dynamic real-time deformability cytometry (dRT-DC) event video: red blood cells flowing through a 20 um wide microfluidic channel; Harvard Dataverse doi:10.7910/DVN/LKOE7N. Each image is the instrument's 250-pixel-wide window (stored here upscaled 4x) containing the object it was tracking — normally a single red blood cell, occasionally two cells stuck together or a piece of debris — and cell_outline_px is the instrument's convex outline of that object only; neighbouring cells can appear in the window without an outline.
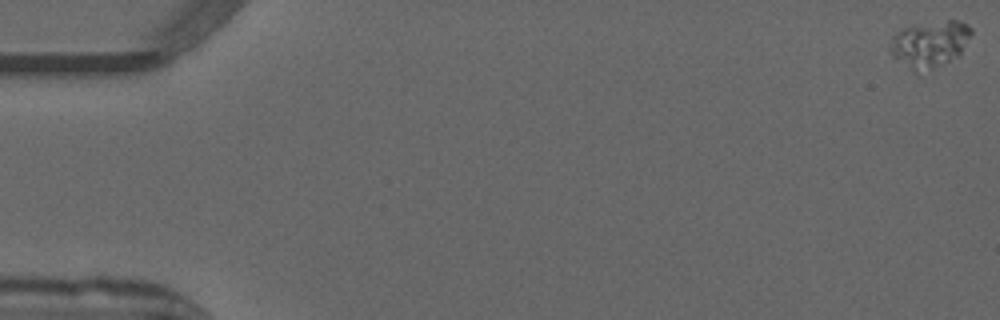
{"species": "common noctule bat (a hibernating species)", "species_latin": "Nyctalus noctula", "temperature_condition": "warm", "stored_images_in_passage": 21, "camera_frame_rate_fps": 3000, "um_per_image_px": 0.085, "animal": {"sex": "male", "forearm_length_mm": 52.5}, "frame": {"image": 1, "passage_image": 1, "time_ms": 0.0, "image_size_px": [1000, 320], "cell_outline_px": [[972, 32], [960, 56], [916, 76], [892, 56], [888, 52], [888, 48], [892, 36], [900, 28], [912, 24], [948, 20], [960, 20], [968, 24], [972, 28]], "centroid_in_image_um": [78.98, 3.76], "position_along_channel_um": 6.0, "area_um2": 23.0}}
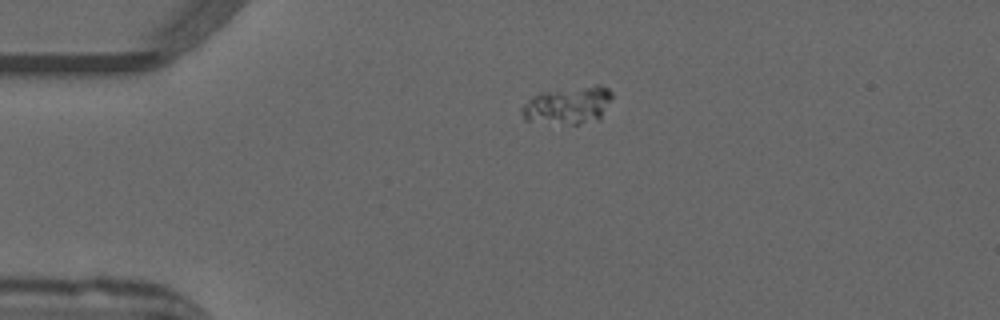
{"frame": {"image": 2, "passage_image": 13, "time_ms": 4.0, "image_size_px": [1000, 320], "cell_outline_px": [[612, 96], [600, 120], [580, 124], [572, 124], [524, 120], [520, 112], [520, 108], [532, 96], [540, 92], [596, 84], [600, 84], [608, 88], [612, 92]], "centroid_in_image_um": [48.3, 8.93], "position_along_channel_um": 36.7, "area_um2": 19.94}}